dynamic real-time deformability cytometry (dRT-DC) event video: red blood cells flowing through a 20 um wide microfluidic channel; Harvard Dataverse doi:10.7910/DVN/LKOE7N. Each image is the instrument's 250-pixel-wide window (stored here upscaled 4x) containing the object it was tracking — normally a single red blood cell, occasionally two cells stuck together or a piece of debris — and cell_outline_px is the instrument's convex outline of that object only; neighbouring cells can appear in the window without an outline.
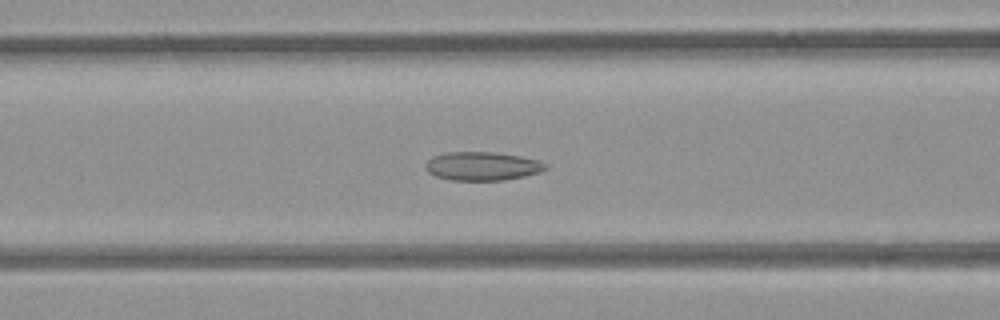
{"species": "common noctule bat (a hibernating species)", "species_latin": "Nyctalus noctula", "temperature_condition": "room temperature", "stored_images_in_passage": 40, "camera_frame_rate_fps": 3000, "um_per_image_px": 0.085, "animal": {"sex": "female", "body_mass_g": 21.9}, "frame": {"image": 1, "passage_image": 16, "time_ms": 5.0, "image_size_px": [1000, 320], "cell_outline_px": [[548, 168], [540, 172], [524, 176], [504, 180], [452, 180], [436, 176], [428, 172], [424, 164], [432, 156], [444, 152], [496, 152], [520, 156], [540, 160], [548, 164]], "centroid_in_image_um": [41.01, 14.11], "position_along_channel_um": 125.6, "area_um2": 20.17}}
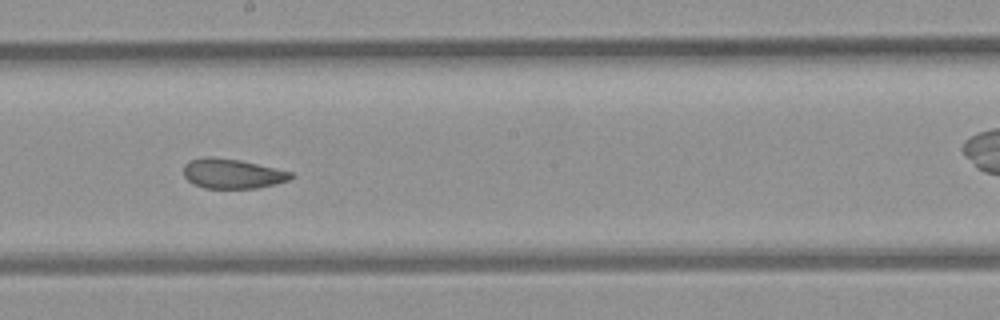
{"frame": {"image": 2, "passage_image": 24, "time_ms": 7.667, "image_size_px": [1000, 320], "cell_outline_px": [[292, 176], [288, 180], [256, 188], [204, 188], [192, 184], [184, 176], [184, 164], [188, 160], [204, 156], [212, 156], [240, 160], [292, 172]], "centroid_in_image_um": [19.67, 14.74], "position_along_channel_um": 228.5, "area_um2": 18.55}}
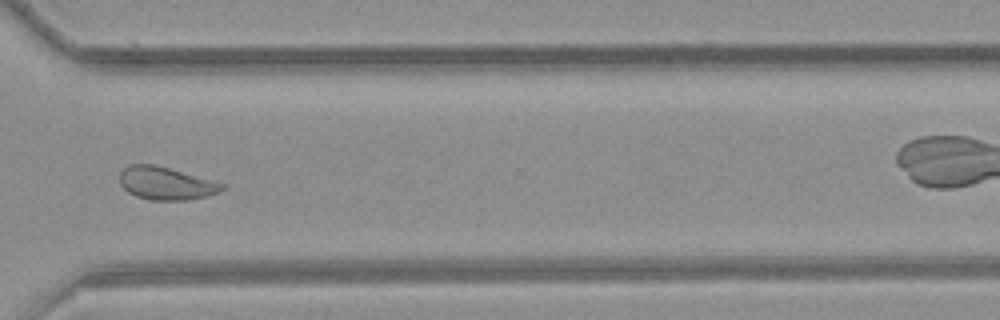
{"frame": {"image": 3, "passage_image": 34, "time_ms": 11.0, "image_size_px": [1000, 320], "cell_outline_px": [[224, 188], [220, 192], [188, 200], [152, 200], [136, 196], [128, 192], [120, 184], [120, 172], [128, 164], [152, 164], [168, 168], [212, 180], [224, 184]], "centroid_in_image_um": [14.08, 15.58], "position_along_channel_um": 356.5, "area_um2": 19.36}, "authors_computed_cell_mechanics": {"area_um2": 20.0566, "velocity_mm_per_s": 3.8511, "shape_relaxation_time_tau1_ms": null, "shape_relaxation_time_tau2_ms": 2.5168, "deformation_change_tau1": null, "deformation_change_tau2": 0.084}}